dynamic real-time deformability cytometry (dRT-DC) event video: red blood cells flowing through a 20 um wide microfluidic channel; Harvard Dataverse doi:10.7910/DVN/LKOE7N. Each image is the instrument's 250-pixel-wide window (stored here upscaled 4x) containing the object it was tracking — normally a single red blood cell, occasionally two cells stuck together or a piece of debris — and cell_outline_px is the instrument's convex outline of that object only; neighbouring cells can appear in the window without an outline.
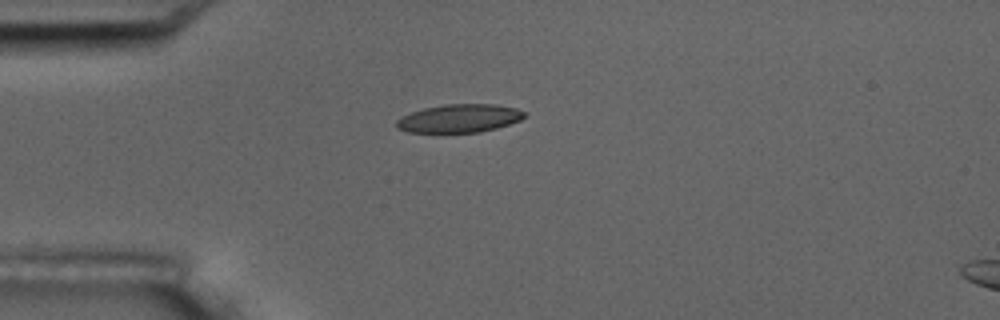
{"species": "common noctule bat (a hibernating species)", "species_latin": "Nyctalus noctula", "temperature_condition": "room temperature", "stored_images_in_passage": 3, "camera_frame_rate_fps": 3000, "um_per_image_px": 0.085, "animal": {"sex": "male", "body_mass_g": 17.5, "forearm_length_mm": 52.3}, "frame": {"image": 1, "passage_image": 1, "time_ms": 0.0, "image_size_px": [1000, 320], "cell_outline_px": [[528, 112], [520, 120], [496, 128], [480, 132], [408, 132], [396, 128], [396, 120], [400, 116], [424, 108], [444, 104], [496, 104], [516, 108]], "centroid_in_image_um": [39.04, 10.05], "position_along_channel_um": 46.0, "area_um2": 21.1}}